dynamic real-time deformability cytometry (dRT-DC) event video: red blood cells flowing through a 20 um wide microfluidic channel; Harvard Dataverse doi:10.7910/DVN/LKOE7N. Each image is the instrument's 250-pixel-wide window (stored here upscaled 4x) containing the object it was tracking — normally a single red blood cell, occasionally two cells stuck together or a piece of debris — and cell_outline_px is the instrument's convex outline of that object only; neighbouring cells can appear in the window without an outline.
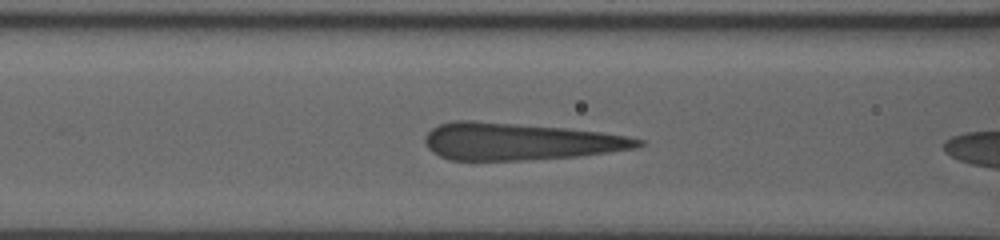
{"species": "human", "species_latin": "Homo sapiens", "temperature_condition": "room temperature", "stored_images_in_passage": 6, "camera_frame_rate_fps": 3000, "um_per_image_px": 0.085, "donor": {"sex": "male"}, "frame": {"image": 1, "passage_image": 4, "time_ms": 1.333, "image_size_px": [1000, 240], "cell_outline_px": [[644, 144], [636, 148], [580, 156], [520, 160], [452, 160], [440, 156], [432, 152], [428, 148], [424, 140], [424, 136], [432, 128], [440, 124], [456, 120], [472, 120], [564, 128], [600, 132], [628, 136], [644, 140]], "centroid_in_image_um": [44.15, 12.03], "position_along_channel_um": 122.5, "area_um2": 45.95}}